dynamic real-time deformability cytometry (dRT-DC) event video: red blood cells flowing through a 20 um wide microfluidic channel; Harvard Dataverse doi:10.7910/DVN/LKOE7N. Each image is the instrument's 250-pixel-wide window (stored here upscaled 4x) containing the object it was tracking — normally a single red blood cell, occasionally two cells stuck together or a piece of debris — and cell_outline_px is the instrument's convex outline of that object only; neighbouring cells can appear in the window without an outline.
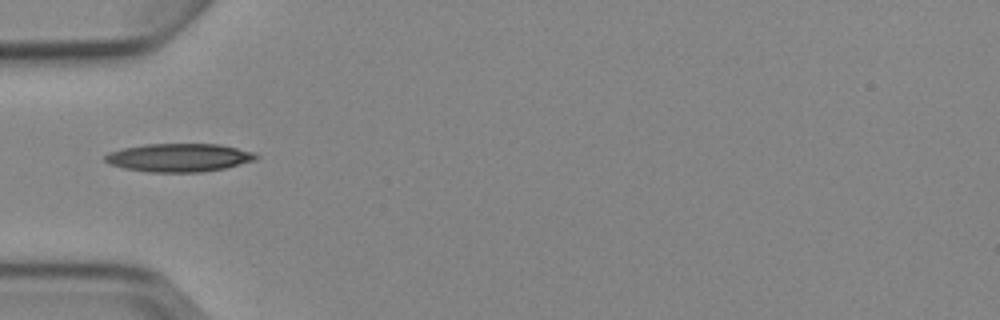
{"species": "Egyptian fruit bat (a non-hibernating species)", "species_latin": "Rousettus aegyptiacus", "temperature_condition": "cold", "stored_images_in_passage": 1, "camera_frame_rate_fps": 3000, "um_per_image_px": 0.085, "animal": {"sex": "female"}, "frame": {"image": 1, "passage_image": 1, "time_ms": 0.0, "image_size_px": [1000, 320], "cell_outline_px": [[260, 156], [256, 160], [224, 168], [200, 172], [144, 172], [124, 168], [108, 164], [104, 160], [104, 156], [108, 152], [124, 148], [144, 144], [220, 144], [252, 152]], "centroid_in_image_um": [15.18, 13.4], "position_along_channel_um": 69.8, "area_um2": 24.91}}